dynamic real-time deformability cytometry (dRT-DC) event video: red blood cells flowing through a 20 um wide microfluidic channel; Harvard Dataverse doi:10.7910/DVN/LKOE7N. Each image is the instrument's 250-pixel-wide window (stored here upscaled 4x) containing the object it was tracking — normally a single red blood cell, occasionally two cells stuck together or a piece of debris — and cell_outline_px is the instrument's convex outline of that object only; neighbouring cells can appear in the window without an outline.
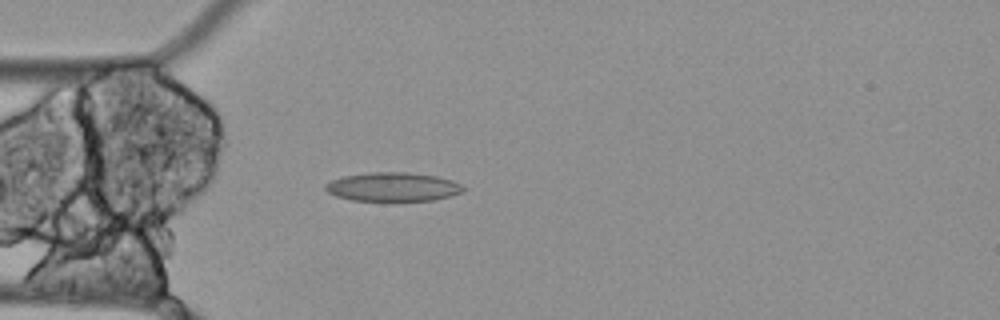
{"species": "Egyptian fruit bat (a non-hibernating species)", "species_latin": "Rousettus aegyptiacus", "temperature_condition": "cold", "stored_images_in_passage": 53, "camera_frame_rate_fps": 3000, "um_per_image_px": 0.085, "animal": {"sex": "female"}, "frame": {"image": 1, "passage_image": 12, "time_ms": 3.667, "image_size_px": [1000, 320], "cell_outline_px": [[464, 192], [432, 200], [352, 200], [336, 196], [328, 192], [324, 188], [324, 184], [332, 180], [344, 176], [372, 172], [408, 172], [436, 176], [452, 180], [460, 184], [464, 188]], "centroid_in_image_um": [33.38, 15.87], "position_along_channel_um": 51.6, "area_um2": 22.95}}
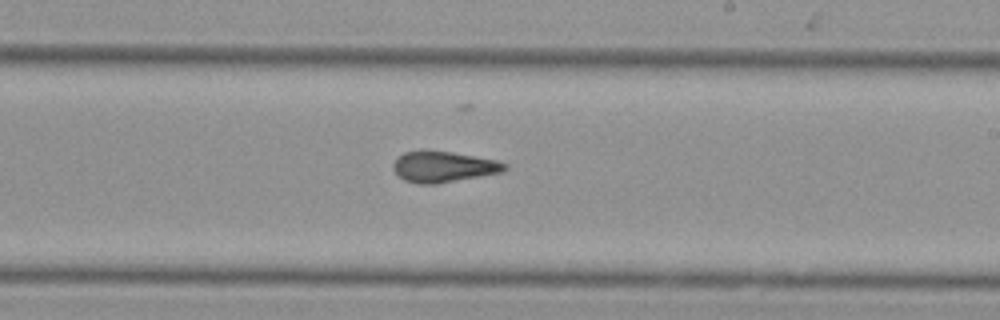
{"frame": {"image": 2, "passage_image": 29, "time_ms": 9.333, "image_size_px": [1000, 320], "cell_outline_px": [[508, 168], [504, 172], [436, 184], [416, 184], [404, 180], [392, 168], [392, 164], [396, 156], [404, 152], [424, 148], [428, 148], [452, 152], [496, 160], [508, 164]], "centroid_in_image_um": [37.65, 14.15], "position_along_channel_um": 251.3, "area_um2": 20.69}}
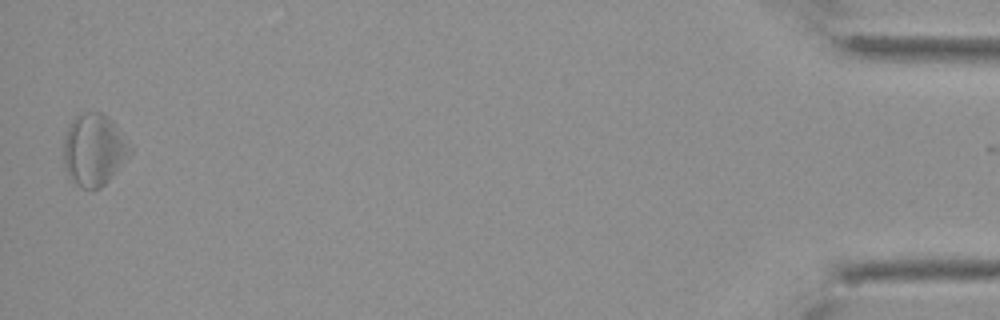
{"frame": {"image": 3, "passage_image": 52, "time_ms": 17.0, "image_size_px": [1000, 320], "cell_outline_px": [[132, 152], [112, 176], [100, 188], [84, 188], [76, 184], [64, 168], [64, 136], [68, 124], [80, 112], [100, 112], [108, 116], [116, 124], [132, 148]], "centroid_in_image_um": [7.98, 12.69], "position_along_channel_um": 427.2, "area_um2": 27.8}, "authors_computed_cell_mechanics": {"area_um2": 22.1952, "velocity_mm_per_s": 3.4614, "shape_relaxation_time_tau1_ms": null, "shape_relaxation_time_tau2_ms": 6.4604, "deformation_change_tau1": null, "deformation_change_tau2": 0.1715}}